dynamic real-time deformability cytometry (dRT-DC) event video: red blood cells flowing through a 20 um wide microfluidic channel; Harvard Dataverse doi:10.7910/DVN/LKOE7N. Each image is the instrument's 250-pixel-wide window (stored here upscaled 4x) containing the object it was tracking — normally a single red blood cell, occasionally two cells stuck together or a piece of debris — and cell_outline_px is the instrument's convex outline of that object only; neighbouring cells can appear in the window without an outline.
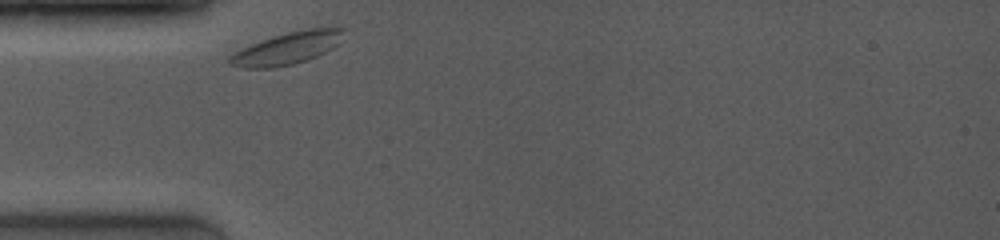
{"species": "common noctule bat (a hibernating species)", "species_latin": "Nyctalus noctula", "temperature_condition": "room temperature", "stored_images_in_passage": 30, "camera_frame_rate_fps": 4000, "um_per_image_px": 0.085, "animal": {"sex": "female", "body_mass_g": 19.0, "forearm_length_mm": 53.3}, "frame": {"image": 1, "passage_image": 1, "time_ms": 0.0, "image_size_px": [1000, 240], "cell_outline_px": [[348, 28], [340, 44], [316, 56], [292, 64], [272, 68], [244, 68], [228, 64], [228, 56], [240, 48], [288, 32], [308, 28]], "centroid_in_image_um": [24.43, 4.1], "position_along_channel_um": 60.6, "area_um2": 21.27}}
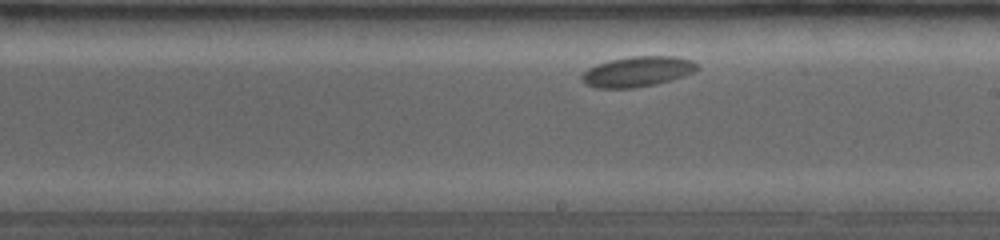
{"frame": {"image": 2, "passage_image": 16, "time_ms": 5.0, "image_size_px": [1000, 240], "cell_outline_px": [[700, 68], [696, 72], [656, 84], [632, 88], [596, 88], [584, 84], [580, 80], [580, 76], [588, 68], [596, 64], [608, 60], [632, 56], [676, 56], [692, 60]], "centroid_in_image_um": [54.16, 6.08], "position_along_channel_um": 234.8, "area_um2": 20.58}}
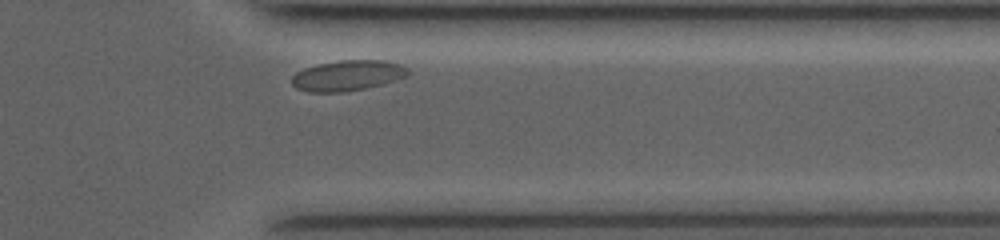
{"frame": {"image": 3, "passage_image": 28, "time_ms": 9.0, "image_size_px": [1000, 240], "cell_outline_px": [[408, 76], [384, 84], [348, 92], [308, 92], [296, 88], [292, 84], [292, 76], [296, 72], [304, 68], [316, 64], [340, 60], [384, 60], [400, 64], [408, 68]], "centroid_in_image_um": [29.55, 6.42], "position_along_channel_um": 381.9, "area_um2": 20.92}}